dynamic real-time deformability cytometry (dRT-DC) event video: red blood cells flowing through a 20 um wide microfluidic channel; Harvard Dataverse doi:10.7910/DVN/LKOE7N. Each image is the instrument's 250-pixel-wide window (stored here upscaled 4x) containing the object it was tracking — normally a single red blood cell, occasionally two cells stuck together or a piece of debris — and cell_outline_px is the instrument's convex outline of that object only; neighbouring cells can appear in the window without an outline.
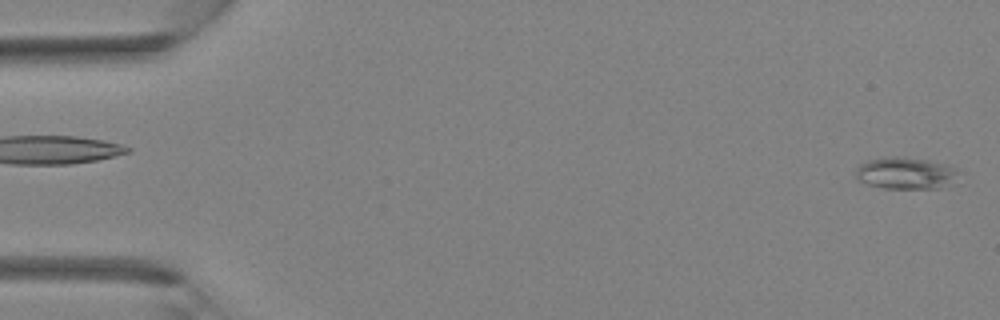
{"species": "Egyptian fruit bat (a non-hibernating species)", "species_latin": "Rousettus aegyptiacus", "temperature_condition": "room temperature", "stored_images_in_passage": 37, "camera_frame_rate_fps": 3000, "um_per_image_px": 0.085, "animal": {"sex": "female"}, "frame": {"image": 1, "passage_image": 1, "time_ms": 0.0, "image_size_px": [1000, 320], "cell_outline_px": [[964, 172], [960, 184], [940, 188], [884, 188], [868, 184], [860, 180], [856, 176], [856, 168], [860, 164], [868, 160], [884, 156], [904, 156], [928, 160], [948, 164]], "centroid_in_image_um": [77.17, 14.72], "position_along_channel_um": 7.8, "area_um2": 20.06}}
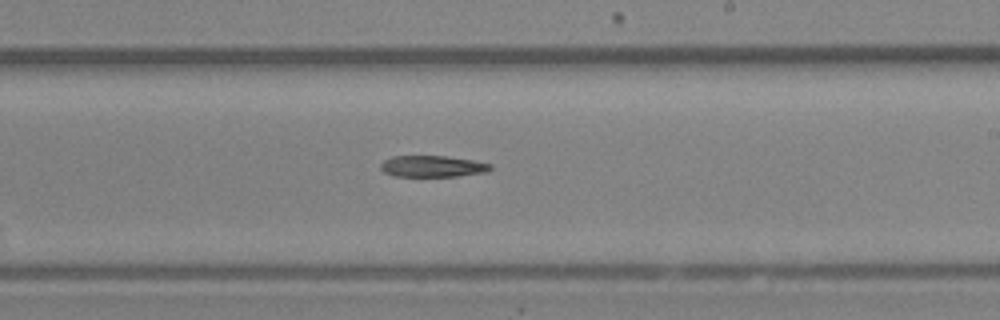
{"frame": {"image": 2, "passage_image": 22, "time_ms": 7.0, "image_size_px": [1000, 320], "cell_outline_px": [[492, 168], [488, 172], [456, 176], [392, 176], [384, 172], [380, 168], [380, 164], [384, 160], [392, 156], [444, 156], [472, 160], [492, 164]], "centroid_in_image_um": [36.75, 14.14], "position_along_channel_um": 252.2, "area_um2": 13.7}}
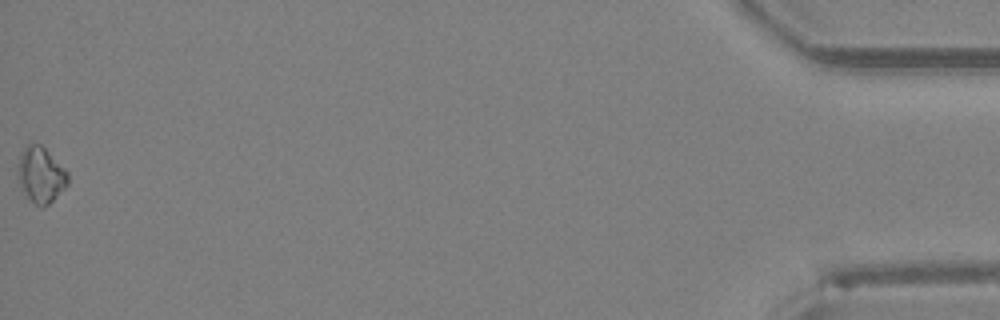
{"frame": {"image": 3, "passage_image": 37, "time_ms": 12.0, "image_size_px": [1000, 320], "cell_outline_px": [[68, 184], [44, 208], [40, 208], [28, 196], [20, 184], [16, 176], [20, 152], [28, 144], [40, 144], [68, 172]], "centroid_in_image_um": [3.45, 14.86], "position_along_channel_um": 431.7, "area_um2": 15.95}}